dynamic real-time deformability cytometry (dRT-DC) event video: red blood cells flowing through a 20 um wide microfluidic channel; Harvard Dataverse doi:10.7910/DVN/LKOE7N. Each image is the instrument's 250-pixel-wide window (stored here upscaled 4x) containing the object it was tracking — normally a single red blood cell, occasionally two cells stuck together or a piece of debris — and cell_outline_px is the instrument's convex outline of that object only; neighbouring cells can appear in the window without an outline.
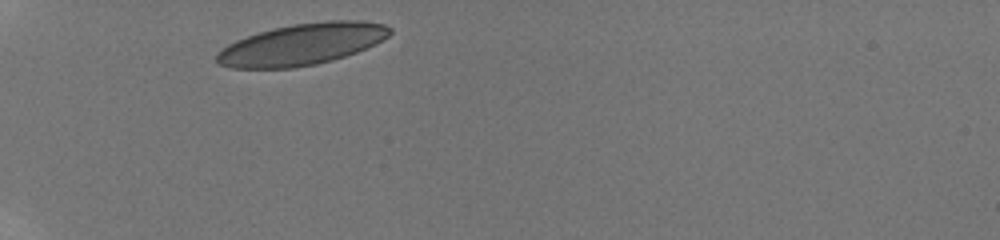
{"species": "human", "species_latin": "Homo sapiens", "temperature_condition": "room temperature", "stored_images_in_passage": 2, "camera_frame_rate_fps": 3000, "um_per_image_px": 0.085, "donor": {"sex": "male"}, "frame": {"image": 1, "passage_image": 1, "time_ms": 0.0, "image_size_px": [1000, 240], "cell_outline_px": [[392, 32], [388, 36], [356, 52], [332, 60], [316, 64], [292, 68], [232, 68], [220, 64], [216, 60], [216, 52], [228, 44], [236, 40], [272, 28], [292, 24], [324, 20], [360, 20], [384, 24], [392, 28]], "centroid_in_image_um": [25.65, 3.75], "position_along_channel_um": 59.4, "area_um2": 41.67}}